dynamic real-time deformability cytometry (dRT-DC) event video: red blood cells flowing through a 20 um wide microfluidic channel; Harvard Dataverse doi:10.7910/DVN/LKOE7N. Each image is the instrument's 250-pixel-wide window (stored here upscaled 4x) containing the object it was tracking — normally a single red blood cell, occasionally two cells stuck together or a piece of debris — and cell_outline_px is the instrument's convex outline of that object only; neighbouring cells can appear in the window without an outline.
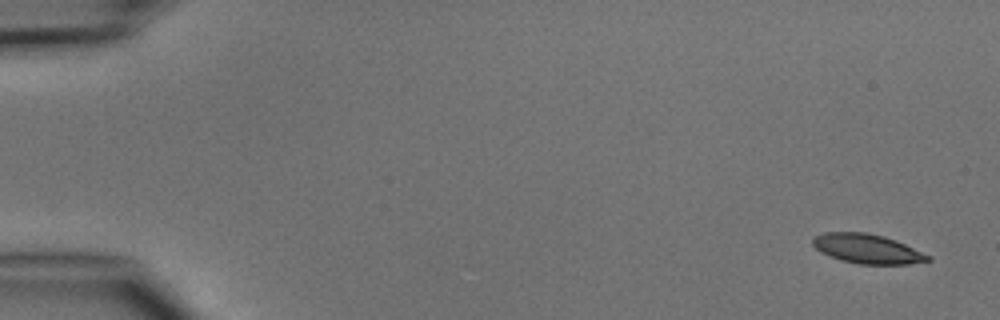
{"species": "common noctule bat (a hibernating species)", "species_latin": "Nyctalus noctula", "temperature_condition": "cold", "stored_images_in_passage": 5, "camera_frame_rate_fps": 3000, "um_per_image_px": 0.085, "animal": {"sex": "male", "body_mass_g": 15.6}, "frame": {"image": 1, "passage_image": 1, "time_ms": 0.0, "image_size_px": [1000, 320], "cell_outline_px": [[932, 260], [908, 264], [860, 264], [840, 260], [820, 252], [812, 244], [812, 240], [816, 236], [824, 232], [864, 232], [884, 236], [896, 240], [932, 256]], "centroid_in_image_um": [73.73, 21.15], "position_along_channel_um": 11.3, "area_um2": 19.77}}
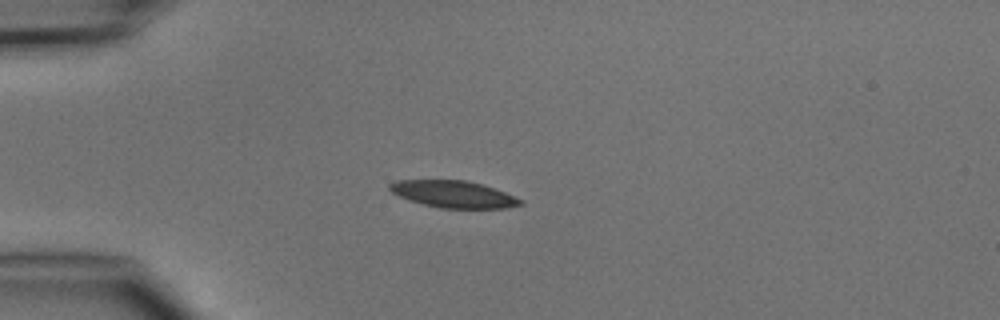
{"frame": {"image": 2, "passage_image": 4, "time_ms": 3.667, "image_size_px": [1000, 320], "cell_outline_px": [[524, 204], [504, 208], [440, 208], [408, 200], [392, 192], [388, 188], [388, 184], [396, 180], [464, 180], [484, 184], [524, 200]], "centroid_in_image_um": [38.55, 16.5], "position_along_channel_um": 46.4, "area_um2": 20.52}}